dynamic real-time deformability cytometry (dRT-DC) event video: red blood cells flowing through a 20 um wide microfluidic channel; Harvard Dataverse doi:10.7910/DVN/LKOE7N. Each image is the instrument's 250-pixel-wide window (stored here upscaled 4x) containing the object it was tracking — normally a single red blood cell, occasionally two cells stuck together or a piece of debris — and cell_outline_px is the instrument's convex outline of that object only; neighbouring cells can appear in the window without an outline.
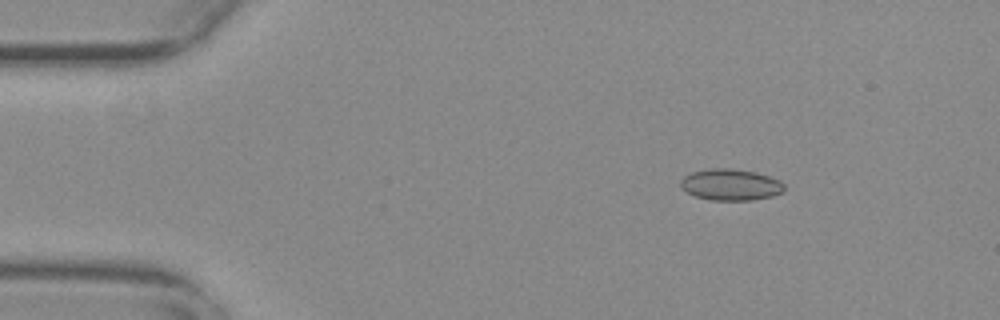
{"species": "common noctule bat (a hibernating species)", "species_latin": "Nyctalus noctula", "temperature_condition": "warm", "stored_images_in_passage": 55, "camera_frame_rate_fps": 3000, "um_per_image_px": 0.085, "animal": {"sex": "female", "body_mass_g": 29.2, "forearm_length_mm": 56.3}, "frame": {"image": 1, "passage_image": 8, "time_ms": 2.333, "image_size_px": [1000, 320], "cell_outline_px": [[784, 192], [772, 196], [752, 200], [712, 200], [696, 196], [680, 188], [680, 180], [684, 176], [692, 172], [712, 168], [732, 168], [756, 172], [780, 180], [784, 184]], "centroid_in_image_um": [62.11, 15.69], "position_along_channel_um": 22.9, "area_um2": 19.02}}
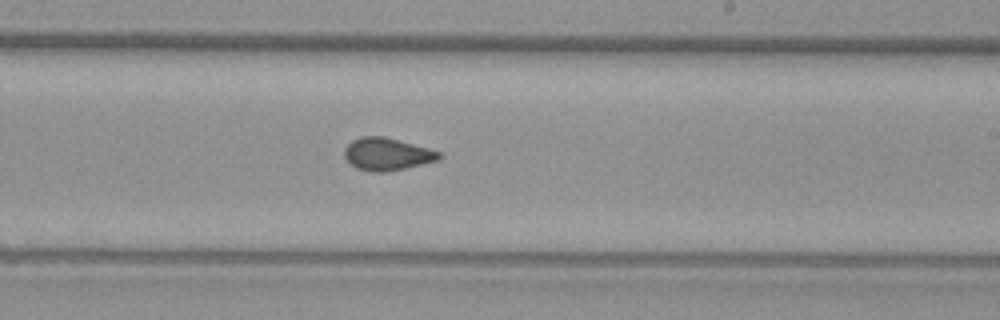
{"frame": {"image": 2, "passage_image": 33, "time_ms": 10.667, "image_size_px": [1000, 320], "cell_outline_px": [[444, 156], [440, 160], [388, 172], [372, 172], [356, 168], [344, 156], [344, 148], [352, 140], [360, 136], [384, 136], [428, 148], [440, 152]], "centroid_in_image_um": [32.91, 13.1], "position_along_channel_um": 256.1, "area_um2": 18.03}}
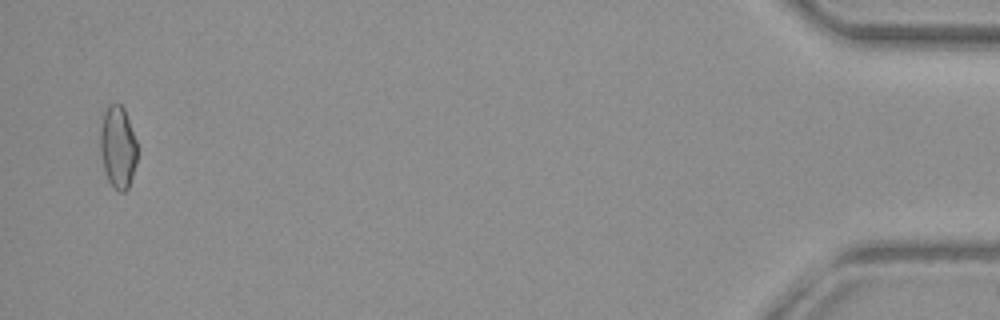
{"frame": {"image": 3, "passage_image": 54, "time_ms": 17.667, "image_size_px": [1000, 320], "cell_outline_px": [[136, 164], [128, 188], [124, 192], [120, 192], [108, 180], [104, 168], [100, 152], [100, 128], [104, 112], [108, 104], [120, 104], [124, 108], [136, 140]], "centroid_in_image_um": [10.01, 12.48], "position_along_channel_um": 425.2, "area_um2": 17.57}, "authors_computed_cell_mechanics": {"area_um2": 17.8024, "velocity_mm_per_s": 3.7367, "shape_relaxation_time_tau1_ms": null, "shape_relaxation_time_tau2_ms": 1.2455, "deformation_change_tau1": null, "deformation_change_tau2": 0.0517}}